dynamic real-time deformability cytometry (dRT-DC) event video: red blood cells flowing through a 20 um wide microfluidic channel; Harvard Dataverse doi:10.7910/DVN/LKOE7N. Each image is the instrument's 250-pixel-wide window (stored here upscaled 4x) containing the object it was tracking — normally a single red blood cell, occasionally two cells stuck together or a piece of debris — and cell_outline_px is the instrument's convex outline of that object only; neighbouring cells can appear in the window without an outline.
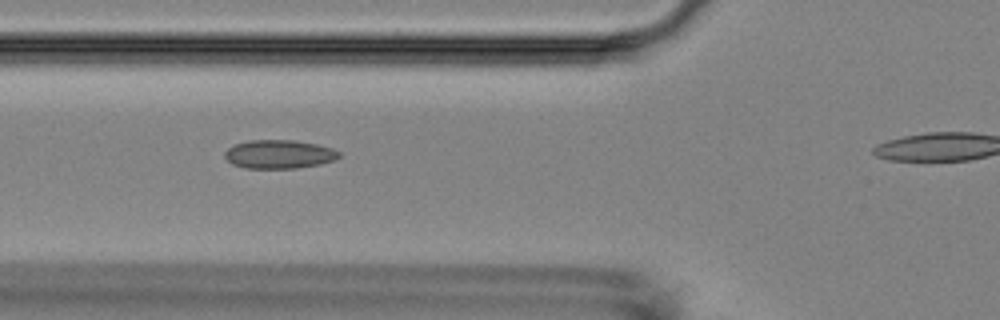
{"species": "Egyptian fruit bat (a non-hibernating species)", "species_latin": "Rousettus aegyptiacus", "temperature_condition": "room temperature", "stored_images_in_passage": 11, "camera_frame_rate_fps": 3000, "um_per_image_px": 0.085, "animal": {"sex": "female"}, "frame": {"image": 1, "passage_image": 4, "time_ms": 4.0, "image_size_px": [1000, 320], "cell_outline_px": [[340, 156], [332, 160], [320, 164], [296, 168], [244, 168], [232, 164], [224, 156], [224, 152], [228, 148], [236, 144], [248, 140], [292, 140], [316, 144], [332, 148], [340, 152]], "centroid_in_image_um": [23.7, 13.11], "position_along_channel_um": 102.1, "area_um2": 18.96}}
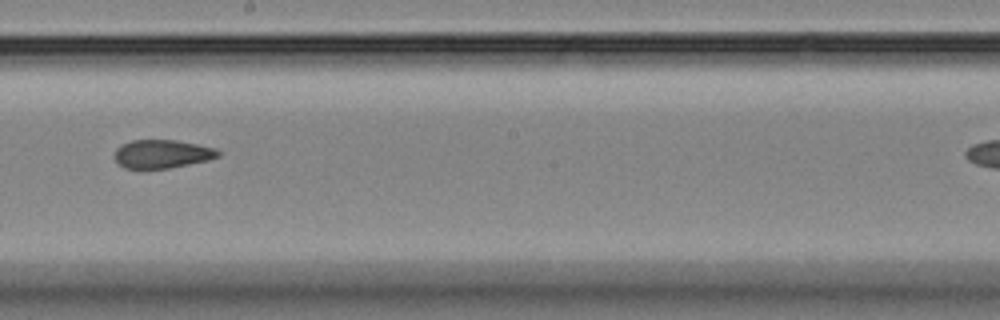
{"frame": {"image": 2, "passage_image": 7, "time_ms": 7.667, "image_size_px": [1000, 320], "cell_outline_px": [[220, 156], [208, 160], [168, 168], [124, 168], [116, 164], [112, 156], [116, 148], [120, 144], [132, 140], [176, 140], [216, 148], [220, 152]], "centroid_in_image_um": [13.71, 13.08], "position_along_channel_um": 234.5, "area_um2": 17.34}}
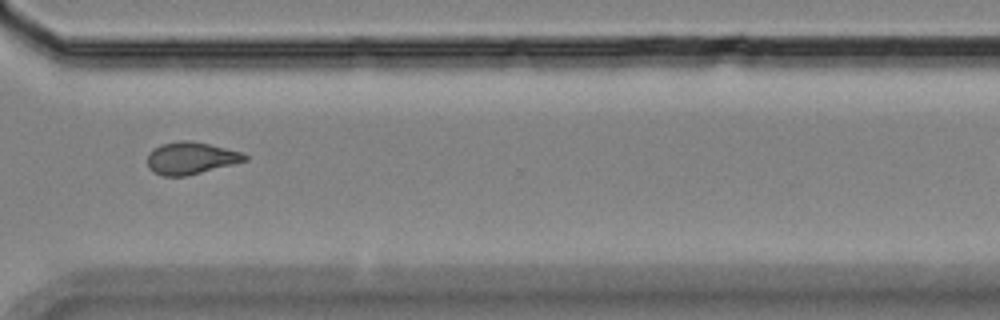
{"frame": {"image": 3, "passage_image": 10, "time_ms": 11.0, "image_size_px": [1000, 320], "cell_outline_px": [[248, 160], [188, 176], [164, 176], [152, 172], [148, 168], [148, 156], [152, 148], [160, 144], [180, 140], [192, 140], [244, 152], [248, 156]], "centroid_in_image_um": [16.23, 13.43], "position_along_channel_um": 354.4, "area_um2": 18.55}}